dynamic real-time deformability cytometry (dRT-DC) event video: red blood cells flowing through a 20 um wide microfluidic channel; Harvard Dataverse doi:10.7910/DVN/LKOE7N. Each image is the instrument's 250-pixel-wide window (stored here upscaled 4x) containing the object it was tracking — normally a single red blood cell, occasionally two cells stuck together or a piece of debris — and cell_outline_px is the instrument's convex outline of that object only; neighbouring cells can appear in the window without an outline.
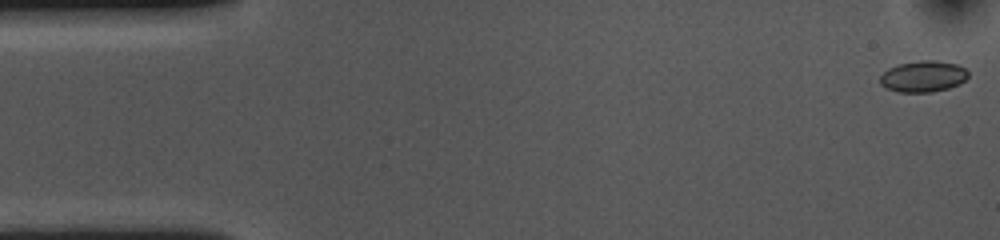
{"species": "common noctule bat (a hibernating species)", "species_latin": "Nyctalus noctula", "temperature_condition": "cold", "stored_images_in_passage": 54, "camera_frame_rate_fps": 3000, "um_per_image_px": 0.085, "animal": {"sex": "female", "body_mass_g": 10.0, "forearm_length_mm": 53.1}, "frame": {"image": 1, "passage_image": 1, "time_ms": 0.0, "image_size_px": [1000, 240], "cell_outline_px": [[968, 76], [960, 84], [948, 88], [932, 92], [900, 92], [888, 88], [880, 84], [880, 76], [888, 68], [900, 64], [920, 60], [936, 60], [956, 64], [964, 68], [968, 72]], "centroid_in_image_um": [78.48, 6.49], "position_along_channel_um": 6.5, "area_um2": 15.95}}
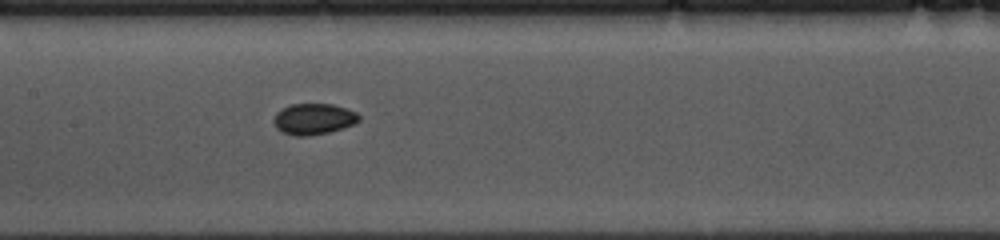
{"frame": {"image": 2, "passage_image": 25, "time_ms": 8.0, "image_size_px": [1000, 240], "cell_outline_px": [[360, 120], [344, 128], [328, 132], [308, 136], [296, 136], [280, 132], [276, 128], [276, 112], [280, 108], [292, 104], [332, 104], [356, 112], [360, 116]], "centroid_in_image_um": [26.66, 10.12], "position_along_channel_um": 180.7, "area_um2": 15.32}}
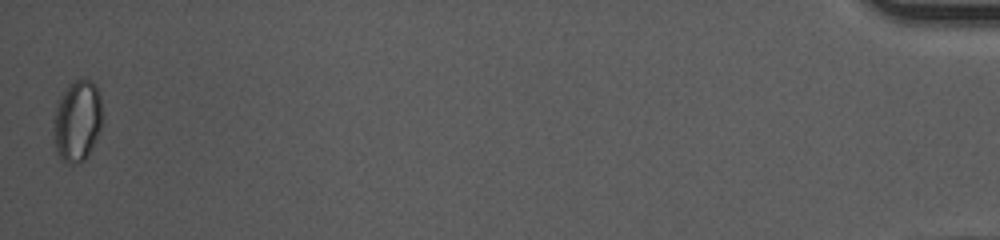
{"frame": {"image": 3, "passage_image": 54, "time_ms": 17.667, "image_size_px": [1000, 240], "cell_outline_px": [[100, 128], [88, 156], [80, 164], [68, 164], [60, 156], [56, 148], [56, 100], [68, 84], [76, 80], [88, 80], [96, 84], [100, 96]], "centroid_in_image_um": [6.58, 10.25], "position_along_channel_um": 428.6, "area_um2": 22.43}, "authors_computed_cell_mechanics": {"area_um2": 15.3459, "velocity_mm_per_s": 3.6093, "shape_relaxation_time_tau1_ms": 4.9836, "shape_relaxation_time_tau2_ms": 4.0579, "deformation_change_tau1": 0.0762, "deformation_change_tau2": 0.0497}}